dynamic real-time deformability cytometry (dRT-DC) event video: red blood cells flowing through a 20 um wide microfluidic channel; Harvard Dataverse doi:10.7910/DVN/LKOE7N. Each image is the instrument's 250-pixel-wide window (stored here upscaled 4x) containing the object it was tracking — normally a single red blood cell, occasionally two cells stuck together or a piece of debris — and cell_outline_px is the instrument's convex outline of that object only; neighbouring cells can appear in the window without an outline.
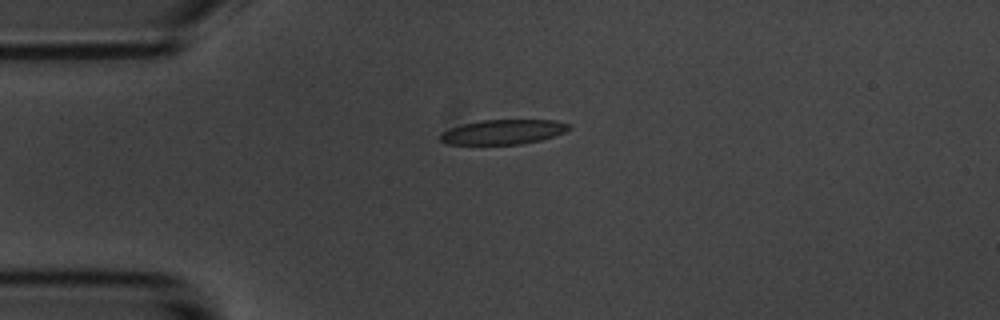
{"species": "common noctule bat (a hibernating species)", "species_latin": "Nyctalus noctula", "temperature_condition": "room temperature", "stored_images_in_passage": 43, "camera_frame_rate_fps": 3000, "um_per_image_px": 0.085, "animal": {"sex": "male", "body_mass_g": 20.1, "forearm_length_mm": 53.5}, "frame": {"image": 1, "passage_image": 1, "time_ms": 0.0, "image_size_px": [1000, 320], "cell_outline_px": [[572, 128], [564, 132], [540, 140], [524, 144], [444, 144], [440, 140], [440, 132], [464, 124], [480, 120], [556, 120], [572, 124]], "centroid_in_image_um": [42.79, 11.21], "position_along_channel_um": 42.2, "area_um2": 18.55}}
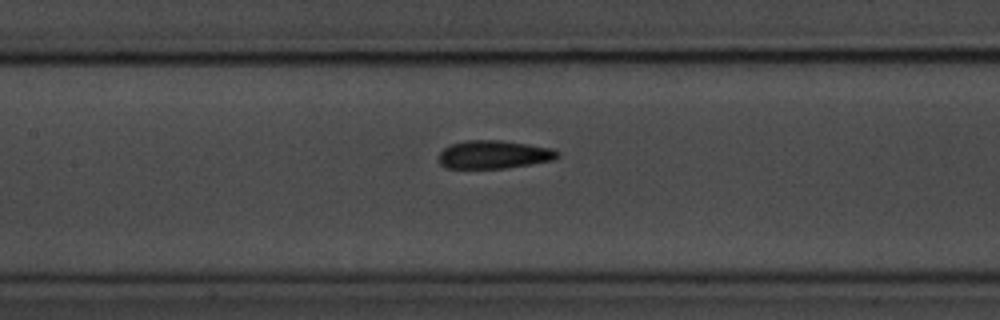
{"frame": {"image": 2, "passage_image": 13, "time_ms": 4.0, "image_size_px": [1000, 320], "cell_outline_px": [[560, 156], [552, 160], [532, 164], [508, 168], [444, 168], [440, 164], [440, 152], [444, 148], [452, 144], [464, 140], [500, 140], [552, 148], [560, 152]], "centroid_in_image_um": [41.99, 13.14], "position_along_channel_um": 165.4, "area_um2": 19.54}}
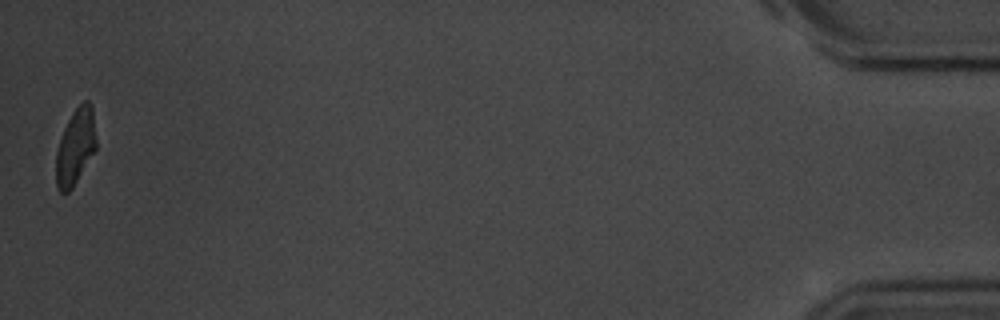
{"frame": {"image": 3, "passage_image": 43, "time_ms": 14.0, "image_size_px": [1000, 320], "cell_outline_px": [[96, 148], [72, 188], [68, 192], [60, 192], [56, 188], [56, 152], [64, 128], [72, 112], [84, 100], [88, 100], [92, 104], [96, 140]], "centroid_in_image_um": [6.41, 12.46], "position_along_channel_um": 428.8, "area_um2": 17.63}, "authors_computed_cell_mechanics": {"area_um2": 19.4208, "velocity_mm_per_s": 3.5778, "shape_relaxation_time_tau1_ms": 2.9483, "shape_relaxation_time_tau2_ms": 1.5716, "deformation_change_tau1": 0.1172, "deformation_change_tau2": 0.0829}}